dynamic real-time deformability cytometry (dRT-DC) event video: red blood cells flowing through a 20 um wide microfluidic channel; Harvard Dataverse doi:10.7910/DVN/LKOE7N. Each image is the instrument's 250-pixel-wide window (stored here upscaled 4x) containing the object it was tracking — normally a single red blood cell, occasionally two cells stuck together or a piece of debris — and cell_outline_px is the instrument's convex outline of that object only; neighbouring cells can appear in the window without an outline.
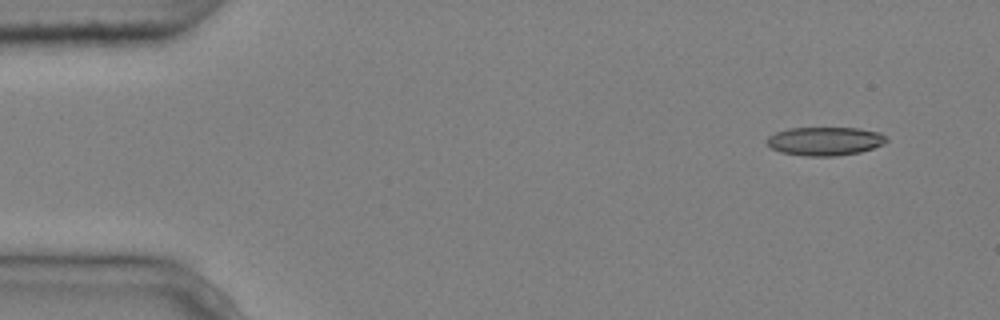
{"species": "common noctule bat (a hibernating species)", "species_latin": "Nyctalus noctula", "temperature_condition": "cold", "stored_images_in_passage": 8, "camera_frame_rate_fps": 3000, "um_per_image_px": 0.085, "animal": {"sex": "male", "body_mass_g": 20.4}, "frame": {"image": 1, "passage_image": 1, "time_ms": 0.0, "image_size_px": [1000, 320], "cell_outline_px": [[888, 140], [884, 144], [860, 152], [836, 156], [804, 156], [780, 152], [772, 148], [764, 140], [768, 136], [776, 132], [788, 128], [860, 128], [880, 132]], "centroid_in_image_um": [70.1, 12.0], "position_along_channel_um": 14.9, "area_um2": 20.0}}
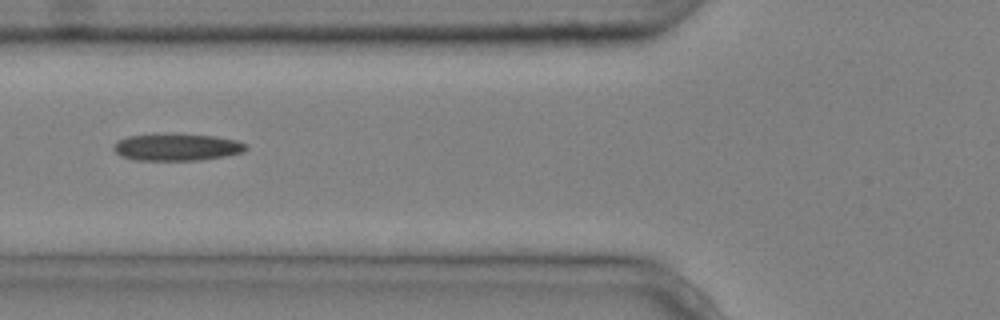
{"frame": {"image": 2, "passage_image": 5, "time_ms": 1.333, "image_size_px": [1000, 320], "cell_outline_px": [[248, 148], [244, 152], [228, 156], [200, 160], [136, 160], [120, 156], [112, 148], [112, 144], [116, 140], [128, 136], [172, 132], [176, 132], [216, 136], [236, 140], [244, 144]], "centroid_in_image_um": [15.01, 12.48], "position_along_channel_um": 110.8, "area_um2": 21.56}}
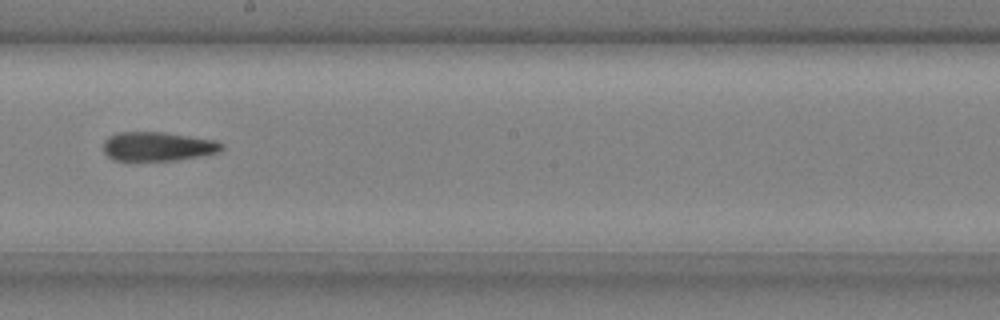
{"frame": {"image": 3, "passage_image": 8, "time_ms": 2.333, "image_size_px": [1000, 320], "cell_outline_px": [[224, 148], [220, 152], [176, 160], [112, 160], [104, 152], [104, 140], [108, 136], [120, 132], [164, 132], [216, 140], [224, 144]], "centroid_in_image_um": [13.42, 12.44], "position_along_channel_um": 234.8, "area_um2": 20.06}}